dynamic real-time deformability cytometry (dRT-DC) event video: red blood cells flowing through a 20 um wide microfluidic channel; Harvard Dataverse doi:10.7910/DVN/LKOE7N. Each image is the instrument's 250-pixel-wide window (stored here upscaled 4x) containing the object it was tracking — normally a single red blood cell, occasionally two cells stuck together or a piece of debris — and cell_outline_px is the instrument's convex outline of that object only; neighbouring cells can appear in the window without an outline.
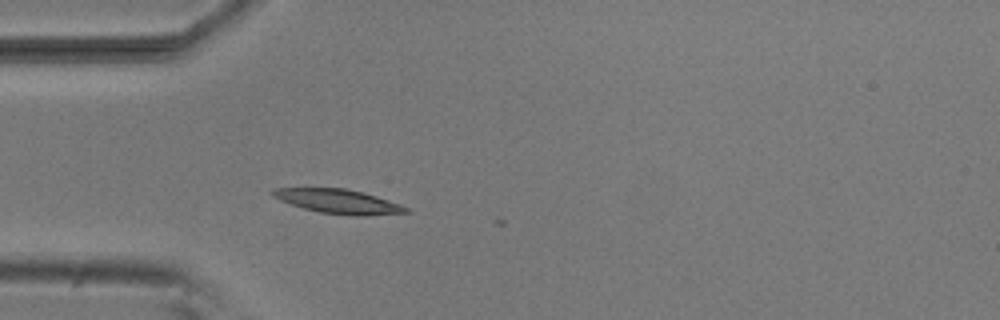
{"species": "common noctule bat (a hibernating species)", "species_latin": "Nyctalus noctula", "temperature_condition": "room temperature", "stored_images_in_passage": 2, "camera_frame_rate_fps": 3000, "um_per_image_px": 0.085, "animal": {"sex": "male", "body_mass_g": 20.5, "forearm_length_mm": 52.5}, "frame": {"image": 1, "passage_image": 1, "time_ms": 0.0, "image_size_px": [1000, 320], "cell_outline_px": [[412, 212], [368, 216], [356, 216], [320, 212], [304, 208], [280, 200], [272, 196], [268, 192], [276, 188], [348, 188], [376, 196], [400, 204], [408, 208]], "centroid_in_image_um": [28.78, 17.12], "position_along_channel_um": 56.2, "area_um2": 18.84}}